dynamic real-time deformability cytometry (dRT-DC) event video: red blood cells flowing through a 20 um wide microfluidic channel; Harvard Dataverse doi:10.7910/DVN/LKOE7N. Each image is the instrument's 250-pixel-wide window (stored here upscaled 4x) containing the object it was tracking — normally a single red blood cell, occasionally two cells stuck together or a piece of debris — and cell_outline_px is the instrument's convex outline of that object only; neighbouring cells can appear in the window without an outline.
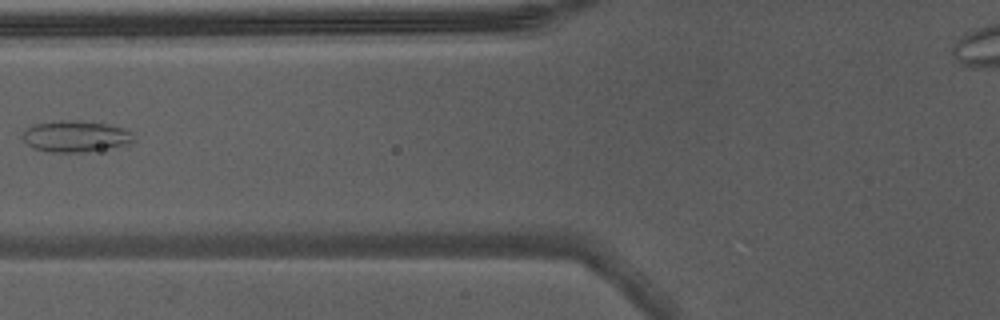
{"species": "Egyptian fruit bat (a non-hibernating species)", "species_latin": "Rousettus aegyptiacus", "temperature_condition": "warm", "stored_images_in_passage": 6, "camera_frame_rate_fps": 3000, "um_per_image_px": 0.085, "animal": {"sex": "male"}, "frame": {"image": 1, "passage_image": 6, "time_ms": 1.667, "image_size_px": [1000, 320], "cell_outline_px": [[132, 140], [128, 144], [84, 152], [52, 152], [32, 148], [20, 136], [28, 128], [36, 124], [60, 120], [76, 120], [108, 124], [124, 128], [128, 132]], "centroid_in_image_um": [6.36, 11.58], "position_along_channel_um": 119.4, "area_um2": 19.88}}